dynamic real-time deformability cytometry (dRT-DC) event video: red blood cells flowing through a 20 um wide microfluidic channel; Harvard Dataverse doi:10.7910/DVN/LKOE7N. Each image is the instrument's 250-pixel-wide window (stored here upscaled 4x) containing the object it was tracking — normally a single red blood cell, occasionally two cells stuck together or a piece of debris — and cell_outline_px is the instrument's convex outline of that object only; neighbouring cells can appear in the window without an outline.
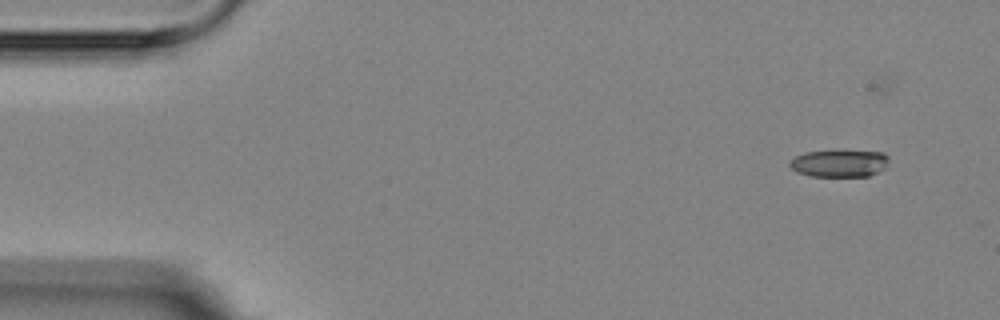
{"species": "Egyptian fruit bat (a non-hibernating species)", "species_latin": "Rousettus aegyptiacus", "temperature_condition": "room temperature", "stored_images_in_passage": 17, "camera_frame_rate_fps": 3000, "um_per_image_px": 0.085, "animal": {"sex": "female"}, "frame": {"image": 1, "passage_image": 3, "time_ms": 2.333, "image_size_px": [1000, 320], "cell_outline_px": [[888, 160], [884, 168], [868, 176], [812, 176], [796, 172], [788, 164], [796, 156], [804, 152], [884, 152], [888, 156]], "centroid_in_image_um": [71.33, 13.9], "position_along_channel_um": 13.7, "area_um2": 15.2}}
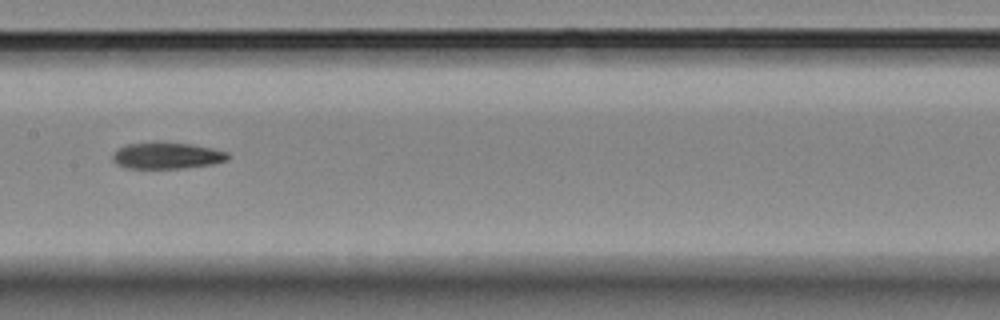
{"frame": {"image": 2, "passage_image": 10, "time_ms": 10.333, "image_size_px": [1000, 320], "cell_outline_px": [[228, 160], [212, 164], [180, 168], [128, 168], [116, 164], [112, 160], [112, 152], [116, 148], [124, 144], [152, 140], [164, 140], [192, 144], [212, 148], [228, 152]], "centroid_in_image_um": [14.11, 13.18], "position_along_channel_um": 193.3, "area_um2": 18.5}}
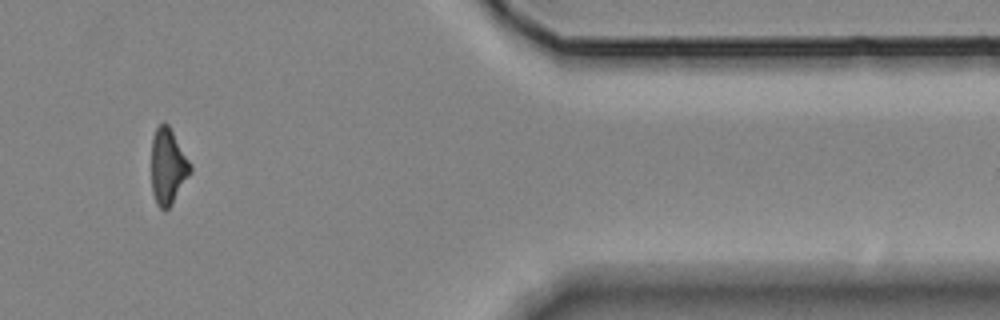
{"frame": {"image": 3, "passage_image": 16, "time_ms": 17.0, "image_size_px": [1000, 320], "cell_outline_px": [[192, 172], [172, 204], [164, 212], [156, 204], [152, 192], [152, 136], [156, 128], [164, 120], [168, 124], [192, 164]], "centroid_in_image_um": [14.29, 14.15], "position_along_channel_um": 397.1, "area_um2": 17.46}, "authors_computed_cell_mechanics": {"area_um2": 17.9758, "velocity_mm_per_s": 3.5476, "shape_relaxation_time_tau1_ms": 9.8798, "shape_relaxation_time_tau2_ms": null, "deformation_change_tau1": 0.2052, "deformation_change_tau2": null}}